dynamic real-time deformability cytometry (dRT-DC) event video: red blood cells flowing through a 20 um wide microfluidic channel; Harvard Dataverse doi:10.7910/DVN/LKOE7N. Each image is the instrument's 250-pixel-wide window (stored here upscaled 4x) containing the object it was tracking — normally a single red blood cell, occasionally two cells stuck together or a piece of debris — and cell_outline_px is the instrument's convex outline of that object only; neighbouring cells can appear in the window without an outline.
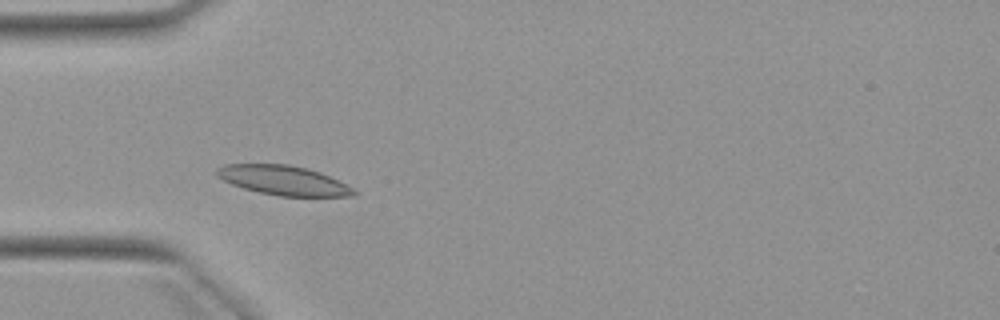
{"species": "Egyptian fruit bat (a non-hibernating species)", "species_latin": "Rousettus aegyptiacus", "temperature_condition": "warm", "stored_images_in_passage": 4, "camera_frame_rate_fps": 3000, "um_per_image_px": 0.085, "animal": {"sex": "female"}, "frame": {"image": 1, "passage_image": 4, "time_ms": 3.667, "image_size_px": [1000, 320], "cell_outline_px": [[360, 192], [356, 196], [280, 196], [260, 192], [244, 188], [232, 184], [216, 176], [216, 168], [224, 164], [288, 164], [320, 172]], "centroid_in_image_um": [24.08, 15.33], "position_along_channel_um": 60.9, "area_um2": 23.29}}